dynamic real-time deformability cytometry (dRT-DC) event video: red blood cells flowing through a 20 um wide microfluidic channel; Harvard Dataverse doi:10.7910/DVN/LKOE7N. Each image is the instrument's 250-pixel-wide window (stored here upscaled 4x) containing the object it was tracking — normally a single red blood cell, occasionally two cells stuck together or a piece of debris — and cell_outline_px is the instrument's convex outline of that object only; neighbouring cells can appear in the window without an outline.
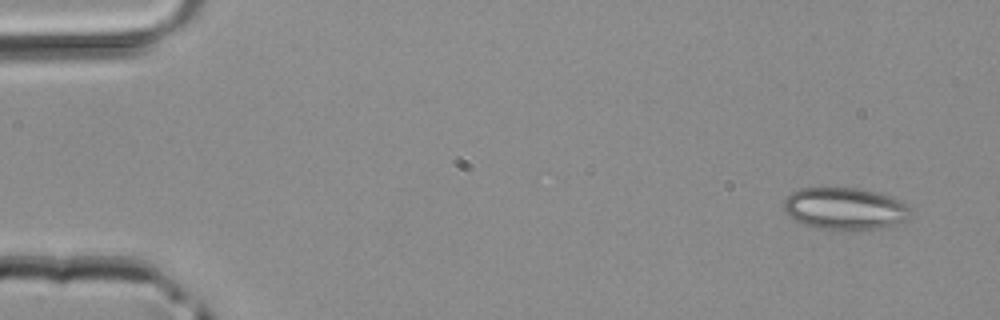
{"species": "common noctule bat (a hibernating species)", "species_latin": "Nyctalus noctula", "temperature_condition": "room temperature", "stored_images_in_passage": 4, "camera_frame_rate_fps": 3000, "um_per_image_px": 0.085, "animal": {"sex": "male", "body_mass_g": 20.4}, "frame": {"image": 1, "passage_image": 1, "time_ms": 0.0, "image_size_px": [1000, 320], "cell_outline_px": [[908, 216], [904, 220], [892, 228], [852, 232], [848, 232], [816, 228], [800, 224], [784, 212], [784, 200], [792, 192], [800, 188], [856, 188], [896, 196], [904, 200], [908, 208]], "centroid_in_image_um": [71.85, 17.78], "position_along_channel_um": 13.2, "area_um2": 32.19}}
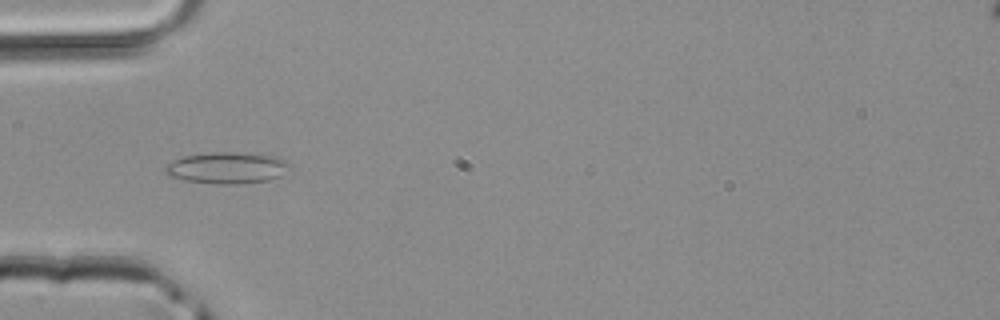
{"frame": {"image": 2, "passage_image": 4, "time_ms": 1.0, "image_size_px": [1000, 320], "cell_outline_px": [[292, 168], [280, 176], [268, 180], [240, 184], [220, 184], [184, 180], [168, 176], [164, 172], [164, 168], [172, 160], [184, 156], [212, 152], [236, 152], [276, 156], [292, 164]], "centroid_in_image_um": [19.32, 14.27], "position_along_channel_um": 65.7, "area_um2": 23.0}}